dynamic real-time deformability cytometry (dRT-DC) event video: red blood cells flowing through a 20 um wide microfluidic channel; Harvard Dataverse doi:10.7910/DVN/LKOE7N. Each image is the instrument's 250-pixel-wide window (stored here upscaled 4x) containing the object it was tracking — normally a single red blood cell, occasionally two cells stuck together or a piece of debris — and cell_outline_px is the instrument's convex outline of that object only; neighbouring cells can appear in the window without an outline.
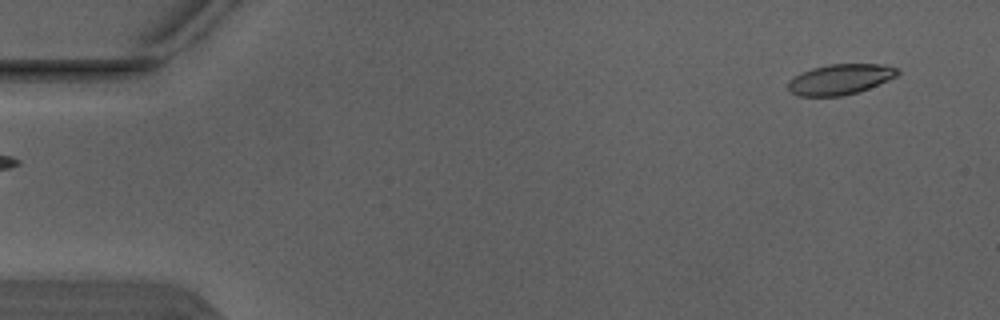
{"species": "Egyptian fruit bat (a non-hibernating species)", "species_latin": "Rousettus aegyptiacus", "temperature_condition": "warm", "stored_images_in_passage": 2, "camera_frame_rate_fps": 3000, "um_per_image_px": 0.085, "animal": {"sex": "male"}, "frame": {"image": 1, "passage_image": 2, "time_ms": 0.333, "image_size_px": [1000, 320], "cell_outline_px": [[900, 72], [896, 76], [888, 80], [868, 88], [856, 92], [840, 96], [796, 96], [788, 88], [788, 80], [800, 72], [812, 68], [828, 64], [880, 64], [900, 68]], "centroid_in_image_um": [71.39, 6.73], "position_along_channel_um": 13.6, "area_um2": 19.42}}